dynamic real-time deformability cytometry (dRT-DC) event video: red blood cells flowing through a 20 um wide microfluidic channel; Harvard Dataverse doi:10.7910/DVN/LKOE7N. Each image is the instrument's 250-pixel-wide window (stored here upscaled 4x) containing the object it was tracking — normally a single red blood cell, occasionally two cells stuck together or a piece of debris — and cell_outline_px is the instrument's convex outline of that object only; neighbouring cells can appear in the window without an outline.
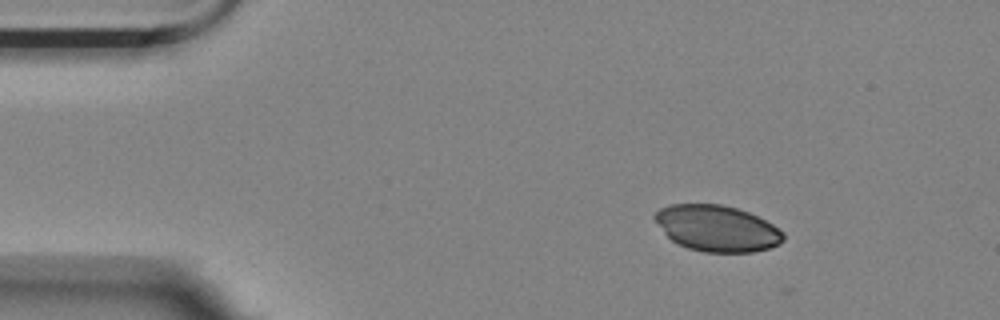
{"species": "Egyptian fruit bat (a non-hibernating species)", "species_latin": "Rousettus aegyptiacus", "temperature_condition": "room temperature", "stored_images_in_passage": 7, "camera_frame_rate_fps": 3000, "um_per_image_px": 0.085, "animal": {"sex": "female"}, "frame": {"image": 1, "passage_image": 2, "time_ms": 0.333, "image_size_px": [1000, 320], "cell_outline_px": [[784, 240], [780, 244], [768, 248], [752, 252], [704, 252], [688, 248], [672, 240], [664, 232], [652, 216], [660, 208], [668, 204], [720, 204], [736, 208], [748, 212], [772, 224], [784, 232]], "centroid_in_image_um": [60.94, 19.4], "position_along_channel_um": 24.1, "area_um2": 34.39}}